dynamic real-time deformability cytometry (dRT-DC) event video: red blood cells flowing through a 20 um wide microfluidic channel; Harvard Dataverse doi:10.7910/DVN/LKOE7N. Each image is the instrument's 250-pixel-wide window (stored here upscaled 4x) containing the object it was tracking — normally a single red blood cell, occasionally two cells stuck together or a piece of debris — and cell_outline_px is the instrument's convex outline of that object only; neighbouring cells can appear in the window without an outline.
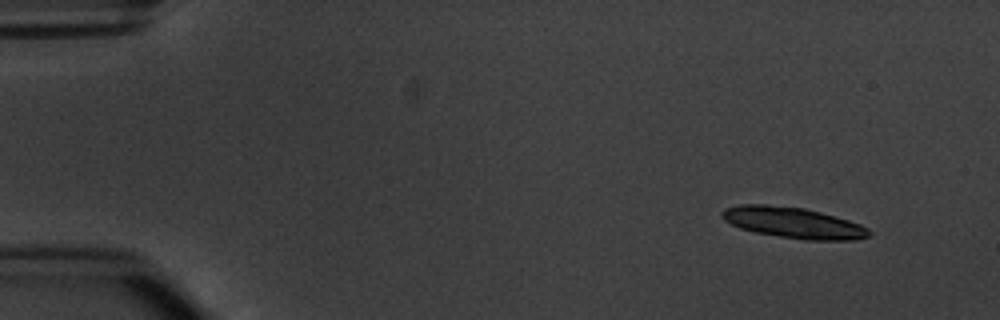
{"species": "common noctule bat (a hibernating species)", "species_latin": "Nyctalus noctula", "temperature_condition": "warm", "stored_images_in_passage": 5, "segment_of_instrument_passage": [1, 2], "camera_frame_rate_fps": 3000, "um_per_image_px": 0.085, "animal": {"sex": "male", "body_mass_g": 20.1, "forearm_length_mm": 53.5}, "frame": {"image": 1, "passage_image": 1, "time_ms": 0.0, "image_size_px": [1000, 320], "cell_outline_px": [[872, 232], [868, 236], [856, 240], [804, 240], [756, 232], [740, 228], [724, 220], [720, 216], [720, 212], [724, 208], [740, 204], [764, 204], [804, 208], [820, 212], [848, 220], [860, 224], [868, 228]], "centroid_in_image_um": [67.41, 18.93], "position_along_channel_um": 17.6, "area_um2": 26.47}}